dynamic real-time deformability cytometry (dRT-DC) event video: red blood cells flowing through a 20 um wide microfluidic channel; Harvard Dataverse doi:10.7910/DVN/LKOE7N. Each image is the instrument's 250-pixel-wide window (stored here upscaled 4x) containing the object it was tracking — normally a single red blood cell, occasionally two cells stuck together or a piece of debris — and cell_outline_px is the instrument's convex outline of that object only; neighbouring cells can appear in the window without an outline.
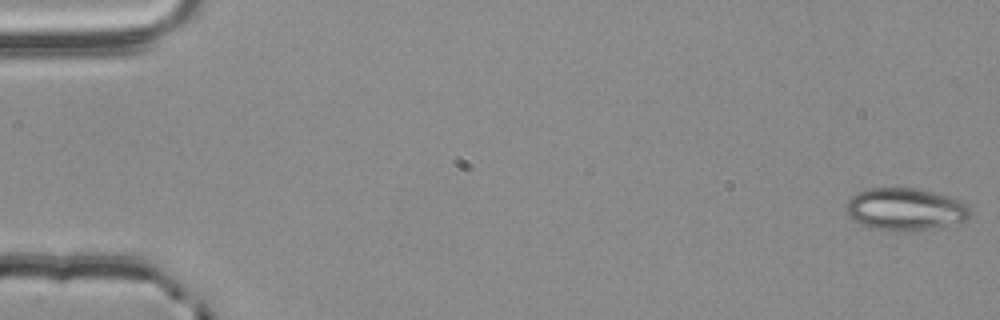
{"species": "common noctule bat (a hibernating species)", "species_latin": "Nyctalus noctula", "temperature_condition": "room temperature", "stored_images_in_passage": 56, "segment_of_instrument_passage": [1, 2], "camera_frame_rate_fps": 3000, "um_per_image_px": 0.085, "animal": {"sex": "male", "body_mass_g": 20.4}, "frame": {"image": 1, "passage_image": 1, "time_ms": 0.0, "image_size_px": [1000, 320], "cell_outline_px": [[972, 212], [964, 220], [928, 228], [904, 232], [888, 232], [872, 228], [860, 224], [852, 220], [848, 216], [844, 204], [852, 196], [860, 192], [872, 188], [916, 188], [960, 200], [968, 204], [972, 208]], "centroid_in_image_um": [76.89, 17.8], "position_along_channel_um": 8.1, "area_um2": 30.52}}
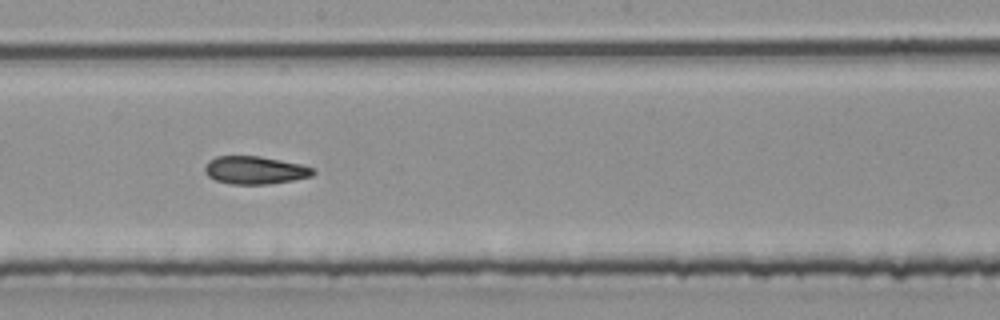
{"frame": {"image": 2, "passage_image": 31, "time_ms": 10.0, "image_size_px": [1000, 320], "cell_outline_px": [[316, 172], [312, 176], [292, 180], [268, 184], [232, 184], [216, 180], [208, 176], [204, 172], [204, 164], [208, 160], [216, 156], [260, 156], [300, 164], [316, 168]], "centroid_in_image_um": [21.66, 14.46], "position_along_channel_um": 226.5, "area_um2": 17.69}}
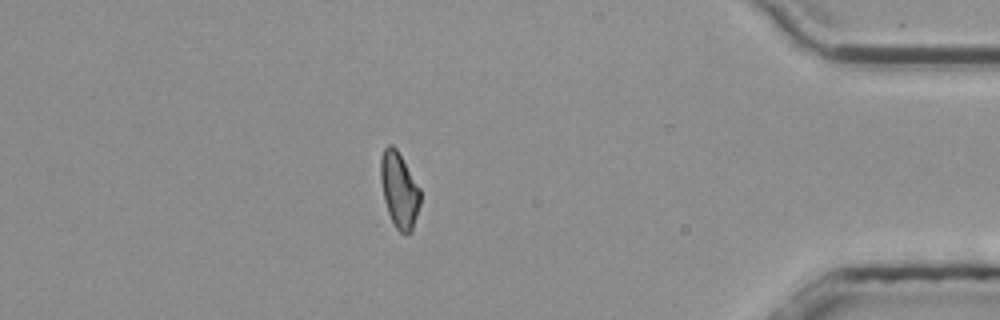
{"frame": {"image": 3, "passage_image": 48, "time_ms": 15.667, "image_size_px": [1000, 320], "cell_outline_px": [[420, 204], [412, 232], [400, 232], [396, 228], [388, 212], [384, 200], [380, 180], [380, 160], [384, 148], [388, 144], [392, 144], [396, 148], [420, 188]], "centroid_in_image_um": [33.92, 16.13], "position_along_channel_um": 401.3, "area_um2": 17.34}}